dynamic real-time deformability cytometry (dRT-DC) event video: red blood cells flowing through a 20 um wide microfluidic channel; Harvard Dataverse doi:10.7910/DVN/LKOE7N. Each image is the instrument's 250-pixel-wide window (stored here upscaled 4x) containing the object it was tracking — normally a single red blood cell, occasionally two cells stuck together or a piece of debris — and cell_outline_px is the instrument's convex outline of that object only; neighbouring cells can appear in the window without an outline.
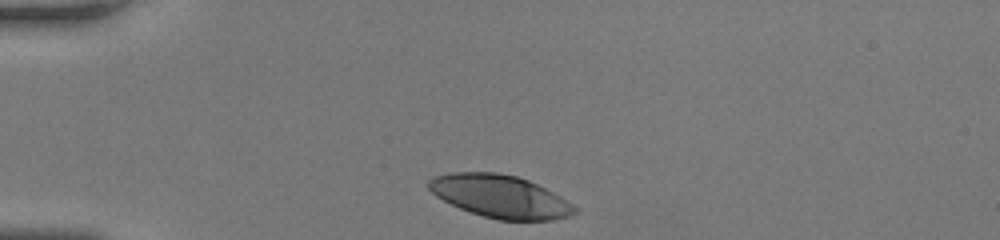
{"species": "human", "species_latin": "Homo sapiens", "temperature_condition": "room temperature", "stored_images_in_passage": 30, "camera_frame_rate_fps": 3000, "um_per_image_px": 0.085, "donor": {"sex": "female"}, "frame": {"image": 1, "passage_image": 1, "time_ms": 0.0, "image_size_px": [1000, 240], "cell_outline_px": [[580, 212], [568, 216], [552, 220], [500, 220], [484, 216], [460, 208], [436, 196], [428, 188], [428, 180], [432, 176], [452, 172], [496, 172], [516, 176], [528, 180], [560, 196], [580, 208]], "centroid_in_image_um": [42.53, 16.69], "position_along_channel_um": 42.5, "area_um2": 36.3}}
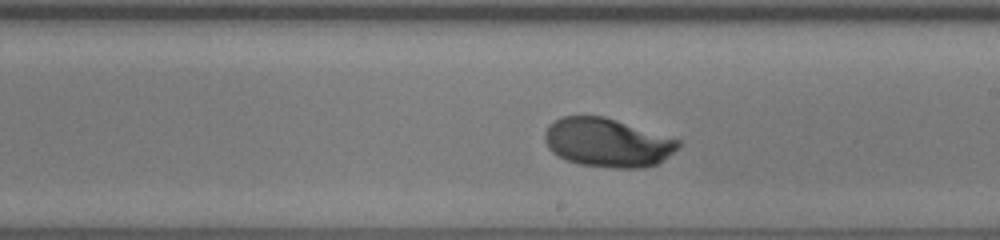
{"frame": {"image": 2, "passage_image": 18, "time_ms": 5.667, "image_size_px": [1000, 240], "cell_outline_px": [[680, 148], [656, 164], [644, 168], [612, 168], [580, 164], [568, 160], [552, 152], [548, 148], [544, 140], [544, 132], [548, 124], [564, 116], [604, 116], [680, 140]], "centroid_in_image_um": [51.62, 12.12], "position_along_channel_um": 237.4, "area_um2": 37.86}}
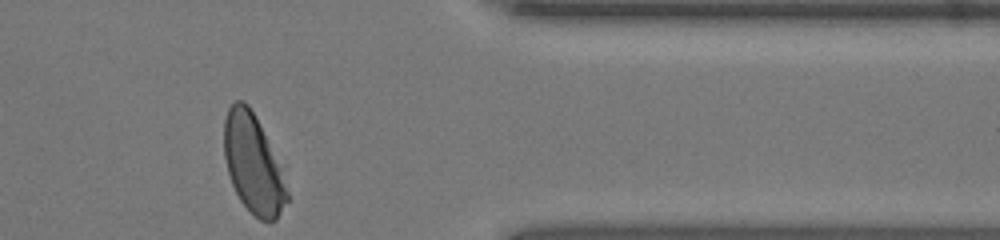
{"frame": {"image": 3, "passage_image": 30, "time_ms": 9.667, "image_size_px": [1000, 240], "cell_outline_px": [[288, 200], [276, 220], [260, 220], [240, 200], [232, 184], [228, 172], [224, 156], [224, 120], [228, 108], [236, 100], [244, 100], [248, 104], [256, 116], [288, 192]], "centroid_in_image_um": [21.46, 13.92], "position_along_channel_um": 389.9, "area_um2": 34.97}, "authors_computed_cell_mechanics": {"area_um2": 37.859, "velocity_mm_per_s": 4.1453, "shape_relaxation_time_tau1_ms": 2.311, "shape_relaxation_time_tau2_ms": 0.8048, "deformation_change_tau1": 0.1488, "deformation_change_tau2": 0.0302}}